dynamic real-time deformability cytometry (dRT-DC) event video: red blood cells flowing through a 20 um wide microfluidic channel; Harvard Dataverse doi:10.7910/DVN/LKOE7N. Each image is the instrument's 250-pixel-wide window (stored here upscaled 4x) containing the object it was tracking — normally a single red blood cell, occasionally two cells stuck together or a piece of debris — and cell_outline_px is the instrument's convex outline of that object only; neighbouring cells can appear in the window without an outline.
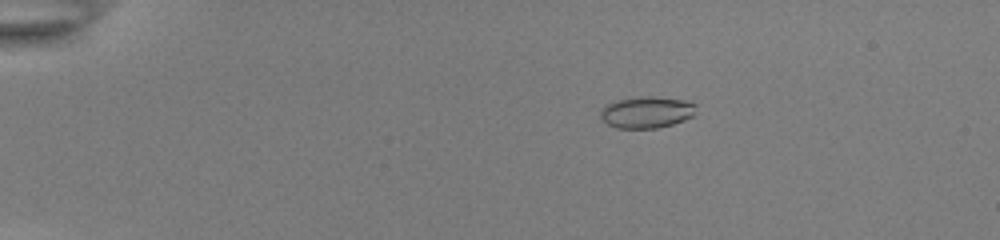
{"species": "common noctule bat (a hibernating species)", "species_latin": "Nyctalus noctula", "temperature_condition": "room temperature", "stored_images_in_passage": 48, "camera_frame_rate_fps": 3000, "um_per_image_px": 0.085, "animal": {"sex": "female", "body_mass_g": 22.0, "forearm_length_mm": 56.7}, "frame": {"image": 1, "passage_image": 5, "time_ms": 1.333, "image_size_px": [1000, 240], "cell_outline_px": [[696, 116], [672, 124], [656, 128], [616, 128], [608, 124], [600, 116], [600, 108], [604, 104], [616, 100], [648, 96], [652, 96], [684, 100], [696, 104]], "centroid_in_image_um": [54.97, 9.54], "position_along_channel_um": 30.0, "area_um2": 17.74}}
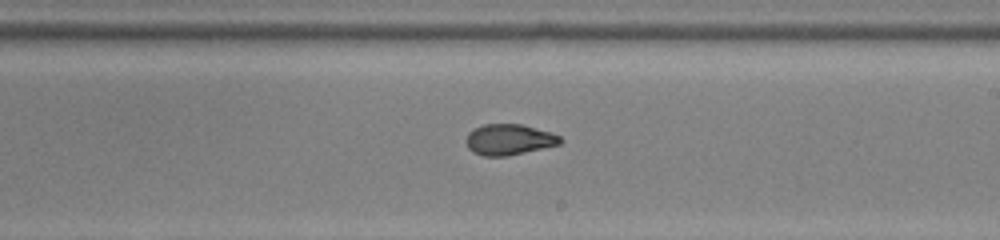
{"frame": {"image": 2, "passage_image": 28, "time_ms": 9.0, "image_size_px": [1000, 240], "cell_outline_px": [[564, 140], [560, 144], [508, 156], [484, 156], [472, 152], [468, 148], [464, 140], [468, 132], [484, 124], [520, 124], [552, 132], [560, 136]], "centroid_in_image_um": [43.26, 11.87], "position_along_channel_um": 245.7, "area_um2": 17.05}}
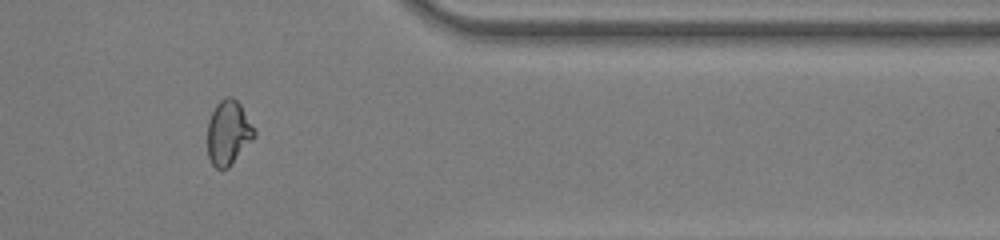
{"frame": {"image": 3, "passage_image": 40, "time_ms": 13.0, "image_size_px": [1000, 240], "cell_outline_px": [[256, 136], [228, 168], [216, 168], [212, 164], [208, 156], [208, 120], [216, 104], [224, 96], [232, 96], [240, 104], [256, 132]], "centroid_in_image_um": [19.4, 11.26], "position_along_channel_um": 392.0, "area_um2": 17.51}, "authors_computed_cell_mechanics": {"area_um2": 17.6868, "velocity_mm_per_s": 3.9093, "shape_relaxation_time_tau1_ms": null, "shape_relaxation_time_tau2_ms": 1.2614, "deformation_change_tau1": null, "deformation_change_tau2": 0.0515}}